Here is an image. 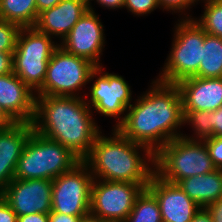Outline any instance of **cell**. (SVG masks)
<instances>
[{"instance_id": "cell-16", "label": "cell", "mask_w": 222, "mask_h": 222, "mask_svg": "<svg viewBox=\"0 0 222 222\" xmlns=\"http://www.w3.org/2000/svg\"><path fill=\"white\" fill-rule=\"evenodd\" d=\"M87 10V0H61L39 13L34 28L61 42Z\"/></svg>"}, {"instance_id": "cell-31", "label": "cell", "mask_w": 222, "mask_h": 222, "mask_svg": "<svg viewBox=\"0 0 222 222\" xmlns=\"http://www.w3.org/2000/svg\"><path fill=\"white\" fill-rule=\"evenodd\" d=\"M88 1V10L95 11L91 1L94 0H87ZM98 5L104 9H123L125 0H95Z\"/></svg>"}, {"instance_id": "cell-3", "label": "cell", "mask_w": 222, "mask_h": 222, "mask_svg": "<svg viewBox=\"0 0 222 222\" xmlns=\"http://www.w3.org/2000/svg\"><path fill=\"white\" fill-rule=\"evenodd\" d=\"M103 133V134H102ZM140 150V151H139ZM94 179L149 185L155 174V153L123 136L116 128L100 132L83 160Z\"/></svg>"}, {"instance_id": "cell-34", "label": "cell", "mask_w": 222, "mask_h": 222, "mask_svg": "<svg viewBox=\"0 0 222 222\" xmlns=\"http://www.w3.org/2000/svg\"><path fill=\"white\" fill-rule=\"evenodd\" d=\"M80 217L50 211L48 213V222H79Z\"/></svg>"}, {"instance_id": "cell-11", "label": "cell", "mask_w": 222, "mask_h": 222, "mask_svg": "<svg viewBox=\"0 0 222 222\" xmlns=\"http://www.w3.org/2000/svg\"><path fill=\"white\" fill-rule=\"evenodd\" d=\"M146 187L131 182L94 179L91 188L90 212L104 222H124L136 198Z\"/></svg>"}, {"instance_id": "cell-20", "label": "cell", "mask_w": 222, "mask_h": 222, "mask_svg": "<svg viewBox=\"0 0 222 222\" xmlns=\"http://www.w3.org/2000/svg\"><path fill=\"white\" fill-rule=\"evenodd\" d=\"M38 15L36 0H0V19L22 28L34 27Z\"/></svg>"}, {"instance_id": "cell-27", "label": "cell", "mask_w": 222, "mask_h": 222, "mask_svg": "<svg viewBox=\"0 0 222 222\" xmlns=\"http://www.w3.org/2000/svg\"><path fill=\"white\" fill-rule=\"evenodd\" d=\"M123 8L139 17L148 16L157 8L160 9V4L158 0H125Z\"/></svg>"}, {"instance_id": "cell-36", "label": "cell", "mask_w": 222, "mask_h": 222, "mask_svg": "<svg viewBox=\"0 0 222 222\" xmlns=\"http://www.w3.org/2000/svg\"><path fill=\"white\" fill-rule=\"evenodd\" d=\"M191 222H213V220L206 208H200Z\"/></svg>"}, {"instance_id": "cell-39", "label": "cell", "mask_w": 222, "mask_h": 222, "mask_svg": "<svg viewBox=\"0 0 222 222\" xmlns=\"http://www.w3.org/2000/svg\"><path fill=\"white\" fill-rule=\"evenodd\" d=\"M79 222H104L95 214L88 212L87 214L80 217Z\"/></svg>"}, {"instance_id": "cell-37", "label": "cell", "mask_w": 222, "mask_h": 222, "mask_svg": "<svg viewBox=\"0 0 222 222\" xmlns=\"http://www.w3.org/2000/svg\"><path fill=\"white\" fill-rule=\"evenodd\" d=\"M61 0H36L38 14L46 9L56 6Z\"/></svg>"}, {"instance_id": "cell-18", "label": "cell", "mask_w": 222, "mask_h": 222, "mask_svg": "<svg viewBox=\"0 0 222 222\" xmlns=\"http://www.w3.org/2000/svg\"><path fill=\"white\" fill-rule=\"evenodd\" d=\"M32 123L14 122L0 129V188L3 190L13 179L16 164L33 132Z\"/></svg>"}, {"instance_id": "cell-29", "label": "cell", "mask_w": 222, "mask_h": 222, "mask_svg": "<svg viewBox=\"0 0 222 222\" xmlns=\"http://www.w3.org/2000/svg\"><path fill=\"white\" fill-rule=\"evenodd\" d=\"M17 218V214L4 198H2L0 200V222H17Z\"/></svg>"}, {"instance_id": "cell-15", "label": "cell", "mask_w": 222, "mask_h": 222, "mask_svg": "<svg viewBox=\"0 0 222 222\" xmlns=\"http://www.w3.org/2000/svg\"><path fill=\"white\" fill-rule=\"evenodd\" d=\"M35 98V93L13 72L0 76V107L14 122H33Z\"/></svg>"}, {"instance_id": "cell-33", "label": "cell", "mask_w": 222, "mask_h": 222, "mask_svg": "<svg viewBox=\"0 0 222 222\" xmlns=\"http://www.w3.org/2000/svg\"><path fill=\"white\" fill-rule=\"evenodd\" d=\"M206 209L211 214L213 222H222V197L209 204Z\"/></svg>"}, {"instance_id": "cell-35", "label": "cell", "mask_w": 222, "mask_h": 222, "mask_svg": "<svg viewBox=\"0 0 222 222\" xmlns=\"http://www.w3.org/2000/svg\"><path fill=\"white\" fill-rule=\"evenodd\" d=\"M17 222H48V213L20 215Z\"/></svg>"}, {"instance_id": "cell-26", "label": "cell", "mask_w": 222, "mask_h": 222, "mask_svg": "<svg viewBox=\"0 0 222 222\" xmlns=\"http://www.w3.org/2000/svg\"><path fill=\"white\" fill-rule=\"evenodd\" d=\"M160 4V9L163 11H168V13H180V19H193L194 17L188 13L190 9L198 5L195 0H158ZM196 3V4H195ZM192 6V7H191ZM187 12V13H186Z\"/></svg>"}, {"instance_id": "cell-12", "label": "cell", "mask_w": 222, "mask_h": 222, "mask_svg": "<svg viewBox=\"0 0 222 222\" xmlns=\"http://www.w3.org/2000/svg\"><path fill=\"white\" fill-rule=\"evenodd\" d=\"M98 15L87 10L59 43L66 52L84 58L96 67L102 66L100 58L106 45L103 22Z\"/></svg>"}, {"instance_id": "cell-10", "label": "cell", "mask_w": 222, "mask_h": 222, "mask_svg": "<svg viewBox=\"0 0 222 222\" xmlns=\"http://www.w3.org/2000/svg\"><path fill=\"white\" fill-rule=\"evenodd\" d=\"M93 180L89 167L83 161L53 179L51 211L71 216L90 212Z\"/></svg>"}, {"instance_id": "cell-40", "label": "cell", "mask_w": 222, "mask_h": 222, "mask_svg": "<svg viewBox=\"0 0 222 222\" xmlns=\"http://www.w3.org/2000/svg\"><path fill=\"white\" fill-rule=\"evenodd\" d=\"M3 198V190L0 188V200Z\"/></svg>"}, {"instance_id": "cell-9", "label": "cell", "mask_w": 222, "mask_h": 222, "mask_svg": "<svg viewBox=\"0 0 222 222\" xmlns=\"http://www.w3.org/2000/svg\"><path fill=\"white\" fill-rule=\"evenodd\" d=\"M103 68V65L98 66L91 72L89 83L94 78L95 80L87 87L89 93L84 98L94 114L96 112L104 117H114L116 123L113 128H116L124 120L126 111L133 102V91L123 76L105 72Z\"/></svg>"}, {"instance_id": "cell-25", "label": "cell", "mask_w": 222, "mask_h": 222, "mask_svg": "<svg viewBox=\"0 0 222 222\" xmlns=\"http://www.w3.org/2000/svg\"><path fill=\"white\" fill-rule=\"evenodd\" d=\"M22 27L0 19V52H14Z\"/></svg>"}, {"instance_id": "cell-6", "label": "cell", "mask_w": 222, "mask_h": 222, "mask_svg": "<svg viewBox=\"0 0 222 222\" xmlns=\"http://www.w3.org/2000/svg\"><path fill=\"white\" fill-rule=\"evenodd\" d=\"M172 46L156 80L168 84L194 76L202 60L205 31L194 19H178Z\"/></svg>"}, {"instance_id": "cell-32", "label": "cell", "mask_w": 222, "mask_h": 222, "mask_svg": "<svg viewBox=\"0 0 222 222\" xmlns=\"http://www.w3.org/2000/svg\"><path fill=\"white\" fill-rule=\"evenodd\" d=\"M213 136L222 137V106L217 110H212Z\"/></svg>"}, {"instance_id": "cell-23", "label": "cell", "mask_w": 222, "mask_h": 222, "mask_svg": "<svg viewBox=\"0 0 222 222\" xmlns=\"http://www.w3.org/2000/svg\"><path fill=\"white\" fill-rule=\"evenodd\" d=\"M183 124L192 128L193 134H182L189 140H200L213 137L212 111H183ZM188 135V136H187Z\"/></svg>"}, {"instance_id": "cell-4", "label": "cell", "mask_w": 222, "mask_h": 222, "mask_svg": "<svg viewBox=\"0 0 222 222\" xmlns=\"http://www.w3.org/2000/svg\"><path fill=\"white\" fill-rule=\"evenodd\" d=\"M80 162L65 146L33 131L16 164L14 179L53 180Z\"/></svg>"}, {"instance_id": "cell-22", "label": "cell", "mask_w": 222, "mask_h": 222, "mask_svg": "<svg viewBox=\"0 0 222 222\" xmlns=\"http://www.w3.org/2000/svg\"><path fill=\"white\" fill-rule=\"evenodd\" d=\"M124 222H162L159 203L147 188L136 198Z\"/></svg>"}, {"instance_id": "cell-14", "label": "cell", "mask_w": 222, "mask_h": 222, "mask_svg": "<svg viewBox=\"0 0 222 222\" xmlns=\"http://www.w3.org/2000/svg\"><path fill=\"white\" fill-rule=\"evenodd\" d=\"M157 199L162 222H191L201 208L176 183L154 174L146 187Z\"/></svg>"}, {"instance_id": "cell-21", "label": "cell", "mask_w": 222, "mask_h": 222, "mask_svg": "<svg viewBox=\"0 0 222 222\" xmlns=\"http://www.w3.org/2000/svg\"><path fill=\"white\" fill-rule=\"evenodd\" d=\"M194 76L222 78V38L205 32L202 60Z\"/></svg>"}, {"instance_id": "cell-24", "label": "cell", "mask_w": 222, "mask_h": 222, "mask_svg": "<svg viewBox=\"0 0 222 222\" xmlns=\"http://www.w3.org/2000/svg\"><path fill=\"white\" fill-rule=\"evenodd\" d=\"M203 3V14L193 19L207 34L222 38V0H207Z\"/></svg>"}, {"instance_id": "cell-13", "label": "cell", "mask_w": 222, "mask_h": 222, "mask_svg": "<svg viewBox=\"0 0 222 222\" xmlns=\"http://www.w3.org/2000/svg\"><path fill=\"white\" fill-rule=\"evenodd\" d=\"M3 198L17 216L49 213L52 201V180L13 179L3 189Z\"/></svg>"}, {"instance_id": "cell-17", "label": "cell", "mask_w": 222, "mask_h": 222, "mask_svg": "<svg viewBox=\"0 0 222 222\" xmlns=\"http://www.w3.org/2000/svg\"><path fill=\"white\" fill-rule=\"evenodd\" d=\"M183 111H215L222 106V78L189 77L176 84Z\"/></svg>"}, {"instance_id": "cell-5", "label": "cell", "mask_w": 222, "mask_h": 222, "mask_svg": "<svg viewBox=\"0 0 222 222\" xmlns=\"http://www.w3.org/2000/svg\"><path fill=\"white\" fill-rule=\"evenodd\" d=\"M214 166L204 141L178 137L155 153V174L172 183L213 172Z\"/></svg>"}, {"instance_id": "cell-30", "label": "cell", "mask_w": 222, "mask_h": 222, "mask_svg": "<svg viewBox=\"0 0 222 222\" xmlns=\"http://www.w3.org/2000/svg\"><path fill=\"white\" fill-rule=\"evenodd\" d=\"M13 72V52H0V76Z\"/></svg>"}, {"instance_id": "cell-41", "label": "cell", "mask_w": 222, "mask_h": 222, "mask_svg": "<svg viewBox=\"0 0 222 222\" xmlns=\"http://www.w3.org/2000/svg\"><path fill=\"white\" fill-rule=\"evenodd\" d=\"M197 3L199 2V3H201V1L203 2V1H207V0H195Z\"/></svg>"}, {"instance_id": "cell-8", "label": "cell", "mask_w": 222, "mask_h": 222, "mask_svg": "<svg viewBox=\"0 0 222 222\" xmlns=\"http://www.w3.org/2000/svg\"><path fill=\"white\" fill-rule=\"evenodd\" d=\"M95 68L90 61L58 46L47 64L43 86L35 96L85 97L83 88L88 85L90 74Z\"/></svg>"}, {"instance_id": "cell-7", "label": "cell", "mask_w": 222, "mask_h": 222, "mask_svg": "<svg viewBox=\"0 0 222 222\" xmlns=\"http://www.w3.org/2000/svg\"><path fill=\"white\" fill-rule=\"evenodd\" d=\"M58 46L52 37L34 27L21 29L13 52V73L34 93L43 86L47 64Z\"/></svg>"}, {"instance_id": "cell-19", "label": "cell", "mask_w": 222, "mask_h": 222, "mask_svg": "<svg viewBox=\"0 0 222 222\" xmlns=\"http://www.w3.org/2000/svg\"><path fill=\"white\" fill-rule=\"evenodd\" d=\"M178 186L201 208L222 197V169L180 180Z\"/></svg>"}, {"instance_id": "cell-38", "label": "cell", "mask_w": 222, "mask_h": 222, "mask_svg": "<svg viewBox=\"0 0 222 222\" xmlns=\"http://www.w3.org/2000/svg\"><path fill=\"white\" fill-rule=\"evenodd\" d=\"M13 123L14 121L0 107V129L7 128L11 126Z\"/></svg>"}, {"instance_id": "cell-1", "label": "cell", "mask_w": 222, "mask_h": 222, "mask_svg": "<svg viewBox=\"0 0 222 222\" xmlns=\"http://www.w3.org/2000/svg\"><path fill=\"white\" fill-rule=\"evenodd\" d=\"M183 106L176 84L152 80L149 89L128 107L116 129L129 140L156 153L169 141L181 137Z\"/></svg>"}, {"instance_id": "cell-2", "label": "cell", "mask_w": 222, "mask_h": 222, "mask_svg": "<svg viewBox=\"0 0 222 222\" xmlns=\"http://www.w3.org/2000/svg\"><path fill=\"white\" fill-rule=\"evenodd\" d=\"M84 97L36 96L33 130L60 143L83 161L103 131Z\"/></svg>"}, {"instance_id": "cell-28", "label": "cell", "mask_w": 222, "mask_h": 222, "mask_svg": "<svg viewBox=\"0 0 222 222\" xmlns=\"http://www.w3.org/2000/svg\"><path fill=\"white\" fill-rule=\"evenodd\" d=\"M210 158L217 169H222V137L213 136L203 140Z\"/></svg>"}]
</instances>
